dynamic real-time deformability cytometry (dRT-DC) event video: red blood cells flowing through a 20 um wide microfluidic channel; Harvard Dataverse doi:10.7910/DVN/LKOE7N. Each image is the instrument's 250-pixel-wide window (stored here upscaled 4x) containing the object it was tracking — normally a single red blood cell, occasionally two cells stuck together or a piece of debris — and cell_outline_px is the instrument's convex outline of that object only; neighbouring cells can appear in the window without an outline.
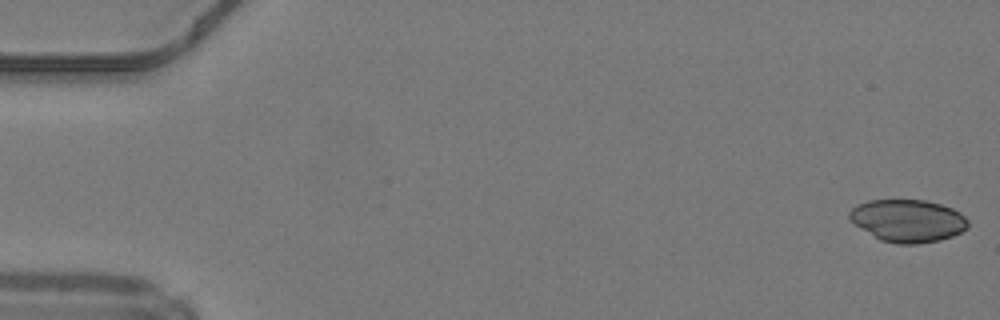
{"species": "common noctule bat (a hibernating species)", "species_latin": "Nyctalus noctula", "temperature_condition": "warm", "stored_images_in_passage": 49, "camera_frame_rate_fps": 3000, "um_per_image_px": 0.085, "animal": {"sex": "male", "body_mass_g": 19.2, "forearm_length_mm": 51.8}, "frame": {"image": 1, "passage_image": 1, "time_ms": 0.0, "image_size_px": [1000, 320], "cell_outline_px": [[968, 228], [952, 236], [940, 240], [916, 244], [896, 244], [880, 240], [860, 228], [848, 216], [848, 212], [856, 204], [868, 200], [924, 200], [940, 204], [952, 208], [960, 212], [968, 220]], "centroid_in_image_um": [77.16, 18.76], "position_along_channel_um": 7.8, "area_um2": 29.42}}